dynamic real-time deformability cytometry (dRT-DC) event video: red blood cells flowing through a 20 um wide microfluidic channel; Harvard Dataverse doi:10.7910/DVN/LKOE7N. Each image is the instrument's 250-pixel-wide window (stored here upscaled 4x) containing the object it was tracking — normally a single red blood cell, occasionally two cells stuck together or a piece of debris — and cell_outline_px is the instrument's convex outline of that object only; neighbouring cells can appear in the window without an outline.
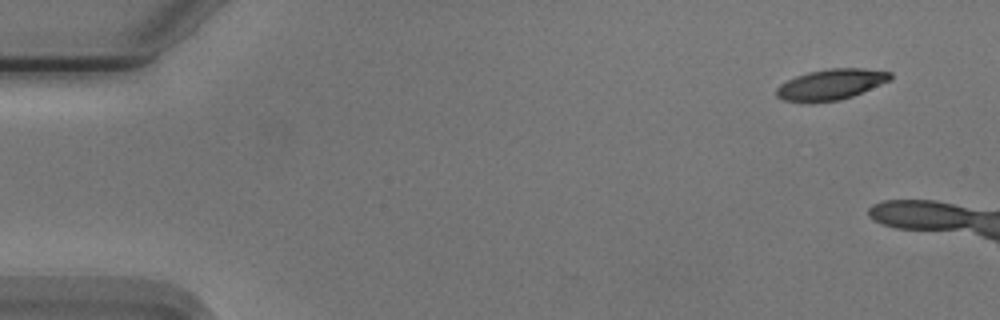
{"species": "Egyptian fruit bat (a non-hibernating species)", "species_latin": "Rousettus aegyptiacus", "temperature_condition": "cold", "stored_images_in_passage": 10, "camera_frame_rate_fps": 3000, "um_per_image_px": 0.085, "animal": {"sex": "male"}, "frame": {"image": 1, "passage_image": 1, "time_ms": 0.0, "image_size_px": [1000, 320], "cell_outline_px": [[892, 80], [852, 96], [840, 100], [808, 104], [784, 100], [776, 96], [776, 88], [780, 84], [796, 76], [808, 72], [828, 68], [864, 68], [892, 72]], "centroid_in_image_um": [70.62, 7.19], "position_along_channel_um": 14.4, "area_um2": 20.75}}